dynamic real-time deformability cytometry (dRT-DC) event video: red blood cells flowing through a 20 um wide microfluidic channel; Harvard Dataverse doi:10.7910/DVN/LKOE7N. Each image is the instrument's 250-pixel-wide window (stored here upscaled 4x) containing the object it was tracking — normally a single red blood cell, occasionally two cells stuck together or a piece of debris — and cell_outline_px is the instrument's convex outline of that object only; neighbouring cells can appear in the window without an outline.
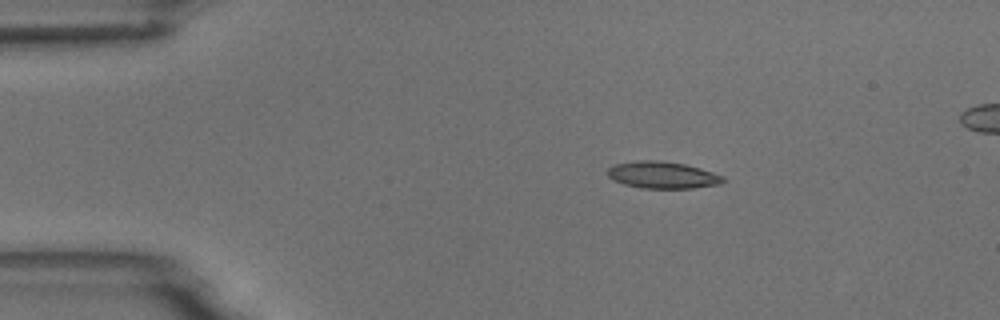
{"species": "common noctule bat (a hibernating species)", "species_latin": "Nyctalus noctula", "temperature_condition": "room temperature", "stored_images_in_passage": 8, "camera_frame_rate_fps": 3000, "um_per_image_px": 0.085, "animal": {"sex": "male", "body_mass_g": 18.8}, "frame": {"image": 1, "passage_image": 2, "time_ms": 2.0, "image_size_px": [1000, 320], "cell_outline_px": [[724, 180], [720, 184], [692, 188], [640, 188], [624, 184], [608, 176], [608, 168], [616, 164], [636, 160], [660, 160], [684, 164], [700, 168], [724, 176]], "centroid_in_image_um": [56.32, 14.87], "position_along_channel_um": 28.7, "area_um2": 17.98}}
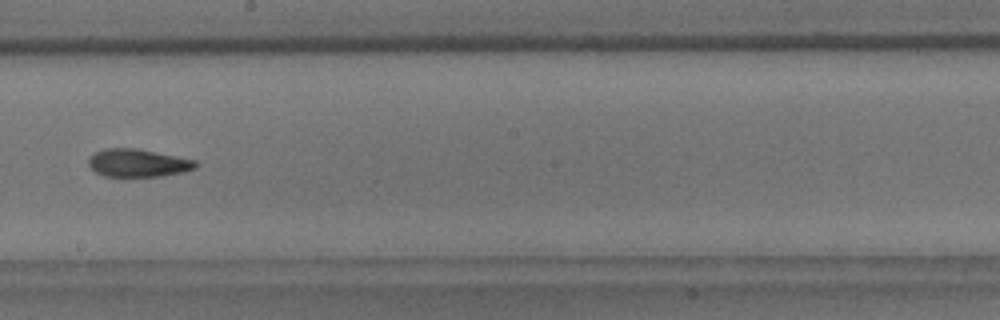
{"frame": {"image": 2, "passage_image": 8, "time_ms": 9.0, "image_size_px": [1000, 320], "cell_outline_px": [[200, 164], [196, 168], [180, 172], [160, 176], [104, 176], [96, 172], [88, 164], [88, 160], [96, 152], [104, 148], [136, 148], [196, 160]], "centroid_in_image_um": [11.74, 13.84], "position_along_channel_um": 236.5, "area_um2": 17.22}}